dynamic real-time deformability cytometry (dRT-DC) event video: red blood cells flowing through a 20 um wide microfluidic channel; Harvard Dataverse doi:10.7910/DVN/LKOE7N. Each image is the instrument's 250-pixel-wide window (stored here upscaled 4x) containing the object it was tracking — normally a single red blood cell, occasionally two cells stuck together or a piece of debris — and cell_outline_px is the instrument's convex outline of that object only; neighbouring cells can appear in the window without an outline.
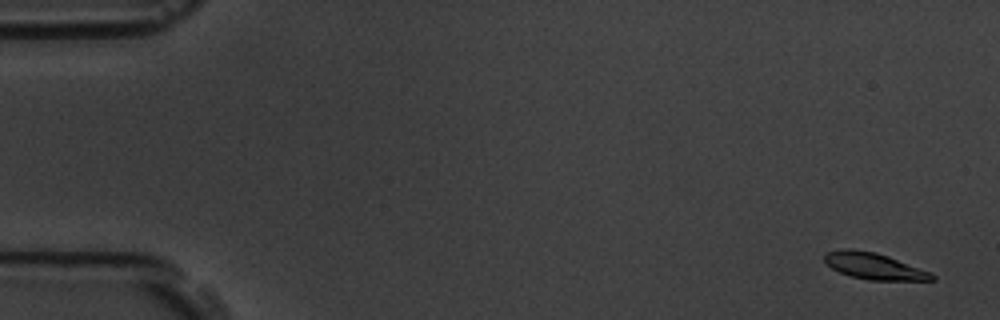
{"species": "common noctule bat (a hibernating species)", "species_latin": "Nyctalus noctula", "temperature_condition": "room temperature", "stored_images_in_passage": 59, "camera_frame_rate_fps": 3000, "um_per_image_px": 0.085, "animal": {"sex": "male", "body_mass_g": 19.5, "forearm_length_mm": 54.6}, "frame": {"image": 1, "passage_image": 3, "time_ms": 0.667, "image_size_px": [1000, 320], "cell_outline_px": [[936, 280], [868, 280], [852, 276], [840, 272], [832, 268], [824, 260], [824, 252], [848, 248], [852, 248], [876, 252], [888, 256], [932, 272], [936, 276]], "centroid_in_image_um": [74.31, 22.61], "position_along_channel_um": 10.7, "area_um2": 16.59}}
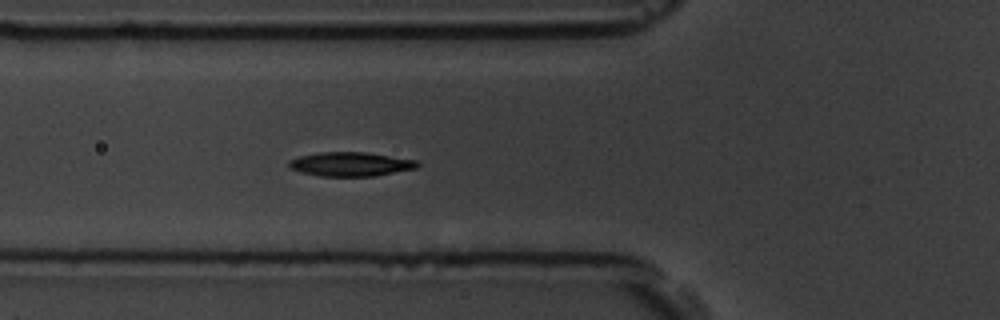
{"frame": {"image": 2, "passage_image": 22, "time_ms": 7.0, "image_size_px": [1000, 320], "cell_outline_px": [[420, 164], [416, 168], [372, 176], [320, 176], [300, 172], [288, 168], [288, 160], [300, 156], [320, 152], [364, 152], [416, 160]], "centroid_in_image_um": [29.74, 13.95], "position_along_channel_um": 96.1, "area_um2": 17.92}}
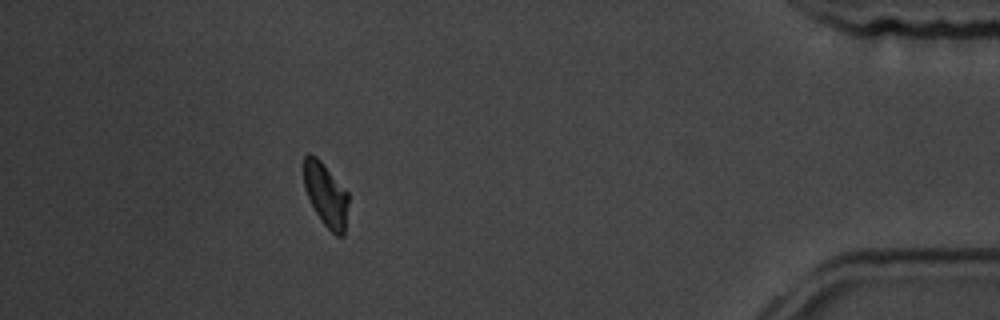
{"frame": {"image": 3, "passage_image": 53, "time_ms": 17.333, "image_size_px": [1000, 320], "cell_outline_px": [[348, 204], [344, 236], [336, 236], [324, 224], [316, 212], [308, 196], [304, 184], [304, 156], [308, 152], [316, 156], [320, 160], [348, 192]], "centroid_in_image_um": [27.71, 16.54], "position_along_channel_um": 407.5, "area_um2": 16.3}, "authors_computed_cell_mechanics": {"area_um2": 17.2822, "velocity_mm_per_s": 3.516, "shape_relaxation_time_tau1_ms": 2.6024, "shape_relaxation_time_tau2_ms": 9.5722, "deformation_change_tau1": 0.1156, "deformation_change_tau2": 0.1045}}